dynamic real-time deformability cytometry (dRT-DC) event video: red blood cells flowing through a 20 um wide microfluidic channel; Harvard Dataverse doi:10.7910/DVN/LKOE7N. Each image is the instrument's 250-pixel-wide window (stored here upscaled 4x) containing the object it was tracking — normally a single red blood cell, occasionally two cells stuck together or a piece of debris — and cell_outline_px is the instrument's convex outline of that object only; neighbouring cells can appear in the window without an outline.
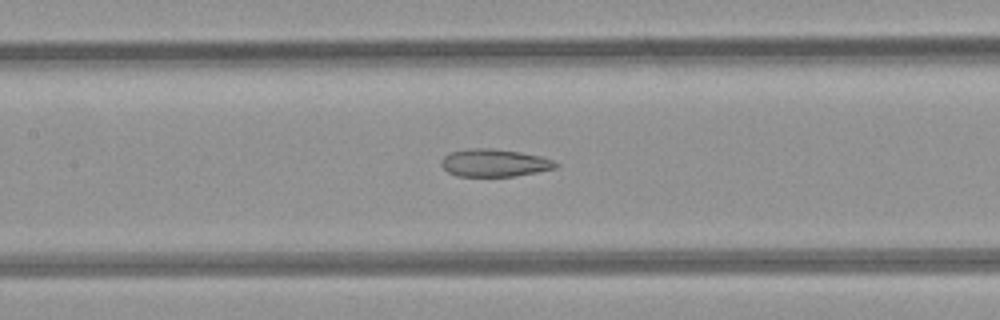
{"species": "common noctule bat (a hibernating species)", "species_latin": "Nyctalus noctula", "temperature_condition": "room temperature", "stored_images_in_passage": 8, "segment_of_instrument_passage": [2, 2], "camera_frame_rate_fps": 3000, "um_per_image_px": 0.085, "animal": {"sex": "female", "body_mass_g": 21.9}, "frame": {"image": 1, "passage_image": 8, "time_ms": 9.0, "image_size_px": [1000, 320], "cell_outline_px": [[560, 164], [556, 168], [516, 176], [456, 176], [448, 172], [440, 164], [440, 160], [444, 156], [452, 152], [472, 148], [492, 148], [520, 152], [540, 156], [552, 160]], "centroid_in_image_um": [42.02, 13.85], "position_along_channel_um": 165.4, "area_um2": 18.38}}